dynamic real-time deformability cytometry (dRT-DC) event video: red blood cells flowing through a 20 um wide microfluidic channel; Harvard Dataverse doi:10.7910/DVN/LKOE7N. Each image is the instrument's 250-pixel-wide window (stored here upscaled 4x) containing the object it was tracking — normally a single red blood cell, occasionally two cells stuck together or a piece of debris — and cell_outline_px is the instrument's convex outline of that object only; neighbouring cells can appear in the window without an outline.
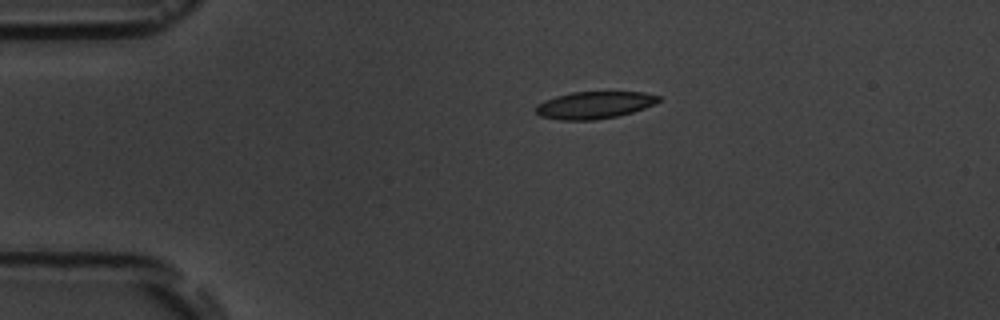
{"species": "common noctule bat (a hibernating species)", "species_latin": "Nyctalus noctula", "temperature_condition": "room temperature", "stored_images_in_passage": 2, "camera_frame_rate_fps": 3000, "um_per_image_px": 0.085, "animal": {"sex": "male", "body_mass_g": 19.5, "forearm_length_mm": 54.6}, "frame": {"image": 1, "passage_image": 1, "time_ms": 0.0, "image_size_px": [1000, 320], "cell_outline_px": [[660, 100], [644, 108], [632, 112], [616, 116], [592, 120], [560, 120], [540, 116], [536, 112], [536, 104], [544, 100], [556, 96], [572, 92], [644, 92], [660, 96]], "centroid_in_image_um": [50.48, 8.92], "position_along_channel_um": 34.5, "area_um2": 19.31}}